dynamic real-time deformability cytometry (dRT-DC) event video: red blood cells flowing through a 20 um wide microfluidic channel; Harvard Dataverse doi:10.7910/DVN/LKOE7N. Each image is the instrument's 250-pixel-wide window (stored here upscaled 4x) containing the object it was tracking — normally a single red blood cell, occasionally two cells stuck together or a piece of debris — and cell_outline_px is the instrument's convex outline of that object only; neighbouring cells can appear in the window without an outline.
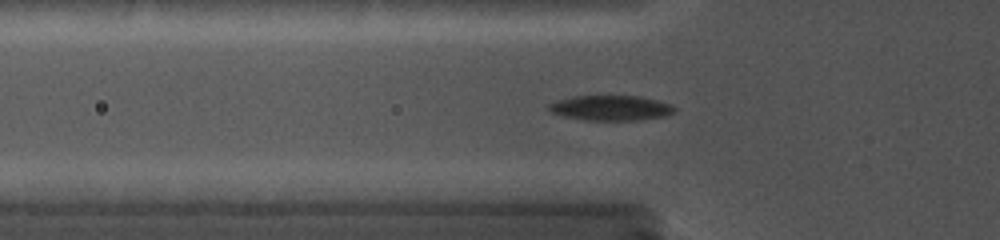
{"species": "common noctule bat (a hibernating species)", "species_latin": "Nyctalus noctula", "temperature_condition": "cold", "stored_images_in_passage": 30, "camera_frame_rate_fps": 5000, "um_per_image_px": 0.085, "animal": {"sex": "female", "body_mass_g": 19.0, "forearm_length_mm": 56.7}, "frame": {"image": 1, "passage_image": 11, "time_ms": 5.0, "image_size_px": [1000, 240], "cell_outline_px": [[676, 108], [672, 112], [664, 116], [636, 120], [584, 120], [564, 116], [552, 112], [548, 108], [548, 104], [572, 96], [640, 96], [672, 104]], "centroid_in_image_um": [51.92, 9.17], "position_along_channel_um": 73.9, "area_um2": 18.15}}
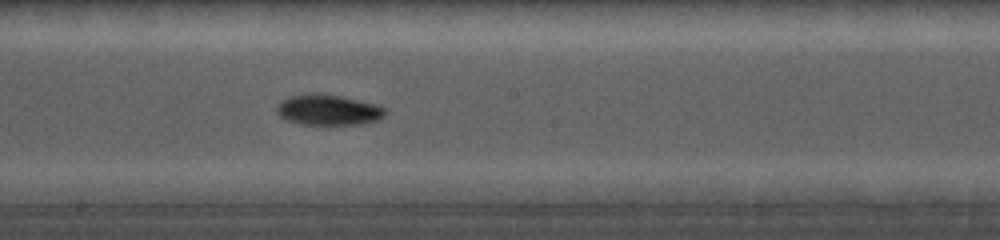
{"frame": {"image": 2, "passage_image": 19, "time_ms": 8.8, "image_size_px": [1000, 240], "cell_outline_px": [[384, 116], [376, 120], [360, 124], [300, 124], [288, 120], [280, 116], [276, 112], [276, 108], [288, 96], [340, 96], [376, 104], [384, 108]], "centroid_in_image_um": [27.92, 9.38], "position_along_channel_um": 220.3, "area_um2": 18.32}}
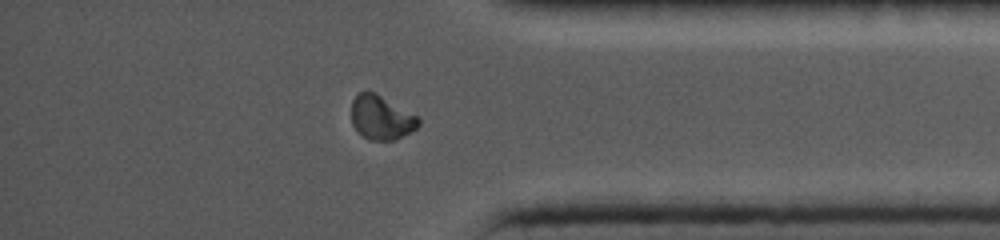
{"frame": {"image": 3, "passage_image": 29, "time_ms": 13.6, "image_size_px": [1000, 240], "cell_outline_px": [[420, 124], [416, 128], [396, 140], [368, 140], [360, 136], [356, 132], [352, 124], [352, 100], [360, 92], [376, 92], [416, 116], [420, 120]], "centroid_in_image_um": [32.37, 10.02], "position_along_channel_um": 402.8, "area_um2": 17.22}}